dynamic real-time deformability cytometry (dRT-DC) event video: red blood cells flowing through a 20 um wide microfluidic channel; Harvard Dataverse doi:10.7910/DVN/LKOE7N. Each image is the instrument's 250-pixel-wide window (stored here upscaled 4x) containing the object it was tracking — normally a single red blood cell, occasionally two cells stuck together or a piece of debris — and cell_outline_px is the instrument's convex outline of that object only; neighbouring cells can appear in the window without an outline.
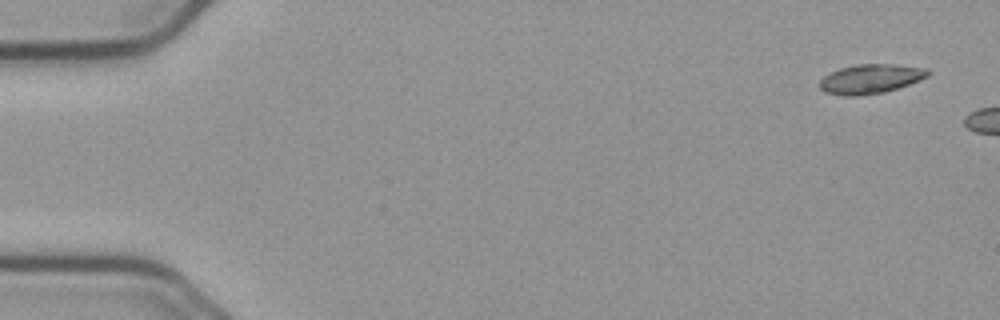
{"species": "common noctule bat (a hibernating species)", "species_latin": "Nyctalus noctula", "temperature_condition": "cold", "stored_images_in_passage": 5, "camera_frame_rate_fps": 3000, "um_per_image_px": 0.085, "animal": {"sex": "male", "body_mass_g": 23.1, "forearm_length_mm": 52.7}, "frame": {"image": 1, "passage_image": 1, "time_ms": 0.0, "image_size_px": [1000, 320], "cell_outline_px": [[932, 72], [928, 76], [920, 80], [884, 92], [860, 96], [844, 96], [824, 92], [820, 88], [820, 80], [824, 76], [840, 68], [860, 64], [892, 64], [928, 68]], "centroid_in_image_um": [74.01, 6.71], "position_along_channel_um": 11.0, "area_um2": 18.5}}